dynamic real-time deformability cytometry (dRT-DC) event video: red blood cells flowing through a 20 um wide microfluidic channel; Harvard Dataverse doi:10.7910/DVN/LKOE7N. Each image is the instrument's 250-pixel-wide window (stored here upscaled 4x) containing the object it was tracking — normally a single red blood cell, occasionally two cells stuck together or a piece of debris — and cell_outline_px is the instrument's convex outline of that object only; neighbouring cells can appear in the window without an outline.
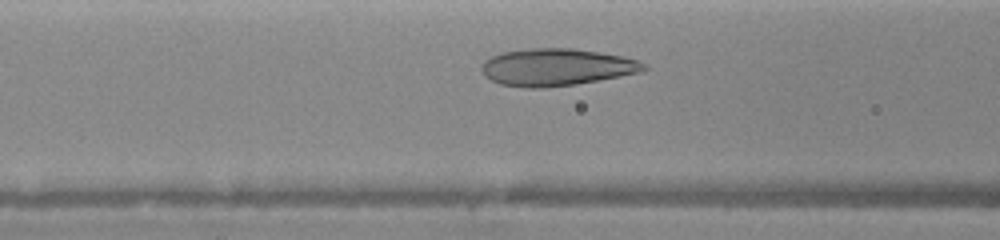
{"species": "human", "species_latin": "Homo sapiens", "temperature_condition": "warm", "stored_images_in_passage": 29, "camera_frame_rate_fps": 3000, "um_per_image_px": 0.085, "donor": {"sex": "female"}, "frame": {"image": 1, "passage_image": 9, "time_ms": 2.0, "image_size_px": [1000, 240], "cell_outline_px": [[648, 68], [640, 72], [620, 76], [576, 84], [544, 88], [524, 88], [500, 84], [484, 76], [480, 68], [484, 60], [492, 56], [504, 52], [532, 48], [572, 48], [600, 52], [620, 56], [636, 60], [644, 64]], "centroid_in_image_um": [47.25, 5.72], "position_along_channel_um": 119.3, "area_um2": 35.03}}
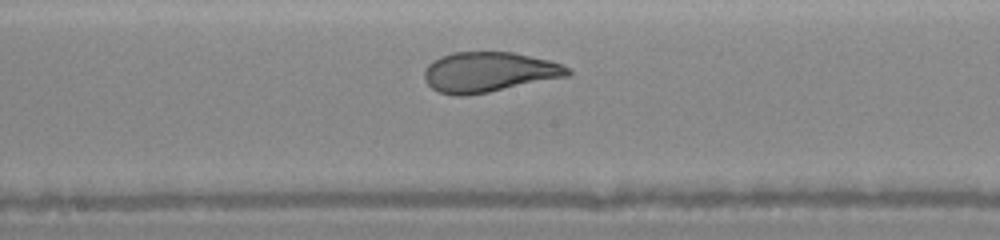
{"frame": {"image": 2, "passage_image": 18, "time_ms": 4.0, "image_size_px": [1000, 240], "cell_outline_px": [[572, 72], [568, 76], [488, 92], [464, 96], [452, 96], [440, 92], [432, 88], [424, 80], [424, 72], [428, 64], [432, 60], [440, 56], [452, 52], [512, 52], [532, 56], [548, 60], [560, 64], [568, 68]], "centroid_in_image_um": [41.51, 6.12], "position_along_channel_um": 206.7, "area_um2": 33.47}}
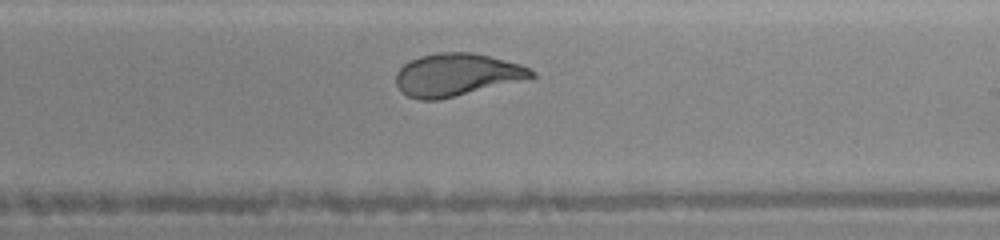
{"frame": {"image": 3, "passage_image": 23, "time_ms": 5.0, "image_size_px": [1000, 240], "cell_outline_px": [[536, 76], [436, 100], [420, 100], [408, 96], [396, 84], [396, 72], [408, 60], [420, 56], [436, 52], [472, 52], [492, 56], [520, 64], [536, 72]], "centroid_in_image_um": [38.77, 6.32], "position_along_channel_um": 250.2, "area_um2": 33.12}}